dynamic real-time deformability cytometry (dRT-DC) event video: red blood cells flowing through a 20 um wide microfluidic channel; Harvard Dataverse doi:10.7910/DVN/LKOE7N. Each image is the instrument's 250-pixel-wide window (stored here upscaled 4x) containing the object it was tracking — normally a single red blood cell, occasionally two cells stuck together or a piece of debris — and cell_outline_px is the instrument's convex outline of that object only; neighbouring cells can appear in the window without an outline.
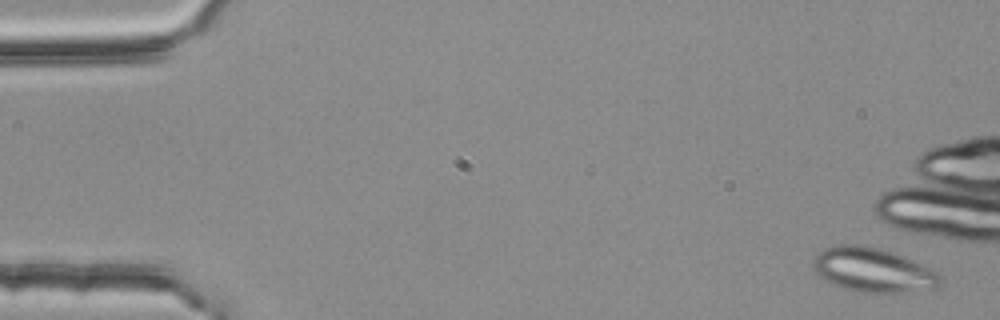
{"species": "common noctule bat (a hibernating species)", "species_latin": "Nyctalus noctula", "temperature_condition": "room temperature", "stored_images_in_passage": 5, "camera_frame_rate_fps": 3000, "um_per_image_px": 0.085, "animal": {"sex": "female", "body_mass_g": 25.1}, "frame": {"image": 1, "passage_image": 1, "time_ms": 0.0, "image_size_px": [1000, 320], "cell_outline_px": [[944, 284], [936, 288], [904, 292], [864, 292], [848, 288], [836, 284], [820, 276], [812, 268], [812, 260], [824, 248], [836, 244], [864, 244], [880, 248], [892, 252], [932, 268], [944, 280]], "centroid_in_image_um": [74.24, 22.92], "position_along_channel_um": 10.8, "area_um2": 32.66}}